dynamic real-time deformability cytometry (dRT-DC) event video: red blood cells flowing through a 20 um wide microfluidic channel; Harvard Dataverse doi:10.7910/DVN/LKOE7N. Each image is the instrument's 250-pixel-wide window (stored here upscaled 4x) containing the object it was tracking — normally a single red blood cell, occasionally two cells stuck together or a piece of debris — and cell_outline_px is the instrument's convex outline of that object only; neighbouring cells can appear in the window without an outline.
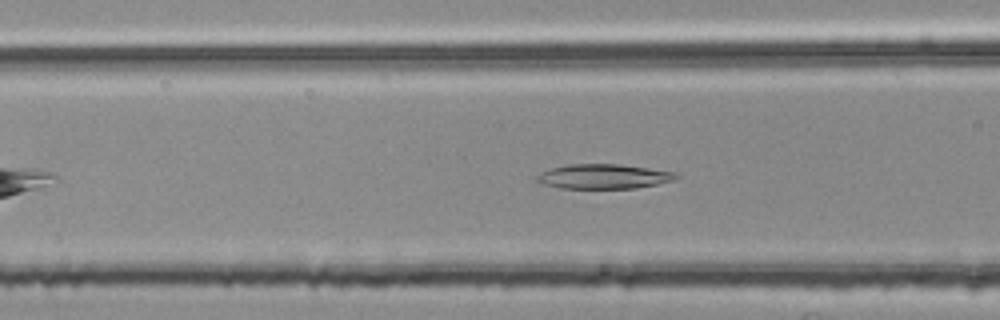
{"species": "common noctule bat (a hibernating species)", "species_latin": "Nyctalus noctula", "temperature_condition": "room temperature", "stored_images_in_passage": 36, "camera_frame_rate_fps": 3000, "um_per_image_px": 0.085, "animal": {"sex": "female", "body_mass_g": 25.1}, "frame": {"image": 1, "passage_image": 11, "time_ms": 3.333, "image_size_px": [1000, 320], "cell_outline_px": [[680, 176], [676, 180], [636, 188], [560, 188], [544, 184], [536, 180], [536, 176], [540, 172], [552, 168], [568, 164], [620, 164], [676, 172]], "centroid_in_image_um": [51.33, 14.99], "position_along_channel_um": 115.3, "area_um2": 20.0}}
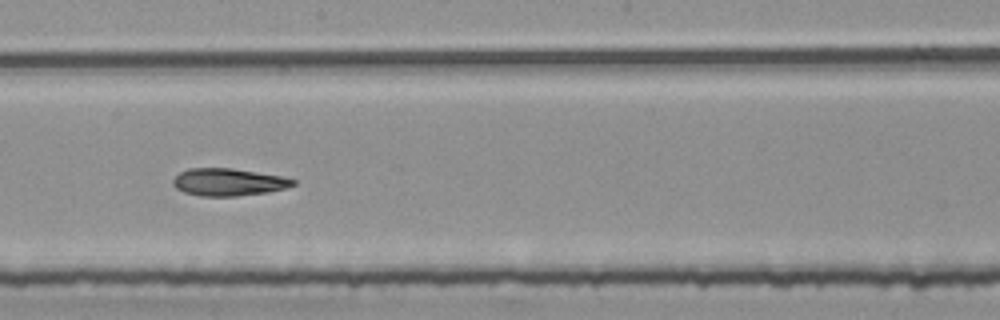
{"frame": {"image": 2, "passage_image": 20, "time_ms": 6.333, "image_size_px": [1000, 320], "cell_outline_px": [[296, 184], [284, 188], [268, 192], [240, 196], [200, 196], [184, 192], [176, 188], [172, 184], [172, 180], [180, 172], [188, 168], [232, 168], [284, 176], [296, 180]], "centroid_in_image_um": [19.42, 15.47], "position_along_channel_um": 228.8, "area_um2": 19.31}}
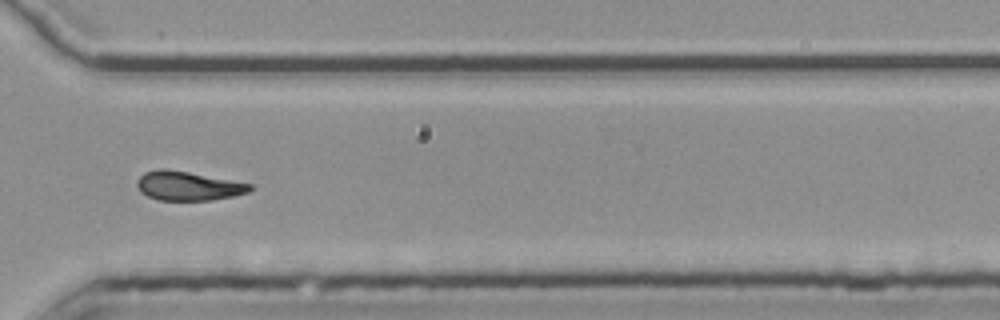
{"frame": {"image": 3, "passage_image": 30, "time_ms": 9.667, "image_size_px": [1000, 320], "cell_outline_px": [[252, 188], [248, 192], [232, 196], [212, 200], [156, 200], [140, 192], [136, 184], [136, 180], [144, 172], [160, 168], [188, 172], [252, 184]], "centroid_in_image_um": [15.94, 15.81], "position_along_channel_um": 354.7, "area_um2": 19.02}, "authors_computed_cell_mechanics": {"area_um2": 19.7387, "velocity_mm_per_s": 3.7871, "shape_relaxation_time_tau1_ms": null, "shape_relaxation_time_tau2_ms": 6.9065, "deformation_change_tau1": null, "deformation_change_tau2": 0.1591}}